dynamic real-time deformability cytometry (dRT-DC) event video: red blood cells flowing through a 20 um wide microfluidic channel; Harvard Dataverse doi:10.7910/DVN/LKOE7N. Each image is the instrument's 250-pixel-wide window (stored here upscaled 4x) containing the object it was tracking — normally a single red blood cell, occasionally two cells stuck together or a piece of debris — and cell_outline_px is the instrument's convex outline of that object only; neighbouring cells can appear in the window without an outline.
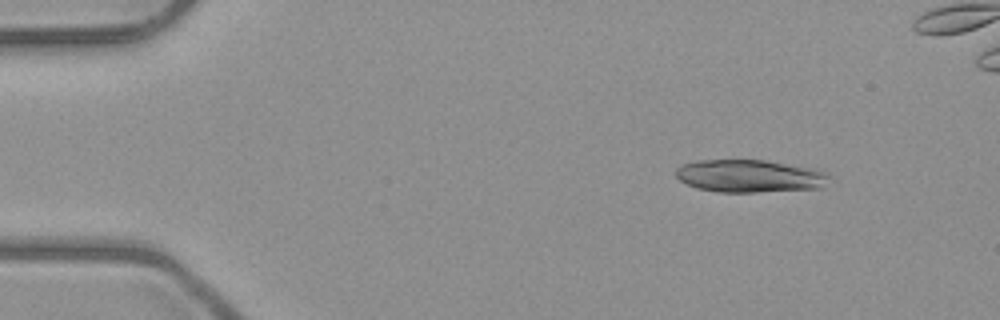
{"species": "common noctule bat (a hibernating species)", "species_latin": "Nyctalus noctula", "temperature_condition": "room temperature", "stored_images_in_passage": 5, "camera_frame_rate_fps": 3000, "um_per_image_px": 0.085, "animal": {"sex": "male", "body_mass_g": 23.1, "forearm_length_mm": 52.7}, "frame": {"image": 1, "passage_image": 2, "time_ms": 1.333, "image_size_px": [1000, 320], "cell_outline_px": [[832, 176], [820, 188], [756, 192], [720, 192], [696, 188], [680, 180], [676, 176], [676, 168], [680, 164], [700, 160], [764, 160], [820, 168], [828, 172]], "centroid_in_image_um": [63.77, 14.95], "position_along_channel_um": 21.2, "area_um2": 29.54}}